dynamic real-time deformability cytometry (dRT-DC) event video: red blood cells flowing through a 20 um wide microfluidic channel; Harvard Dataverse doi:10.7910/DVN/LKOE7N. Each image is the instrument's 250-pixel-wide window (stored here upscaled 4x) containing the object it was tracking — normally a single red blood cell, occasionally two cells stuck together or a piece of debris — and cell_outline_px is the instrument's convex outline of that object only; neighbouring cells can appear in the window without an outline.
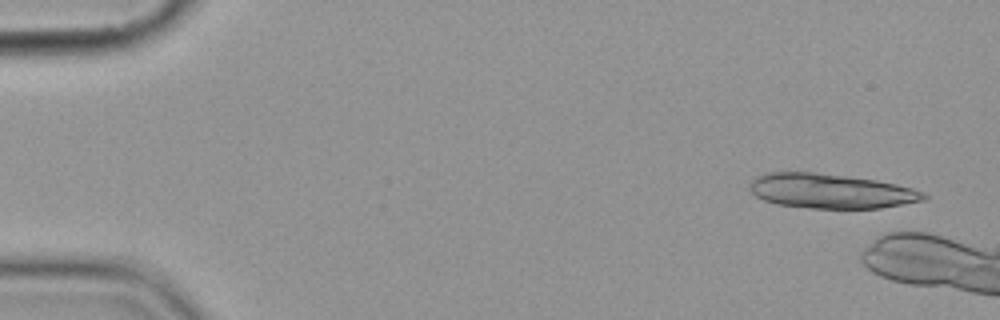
{"species": "common noctule bat (a hibernating species)", "species_latin": "Nyctalus noctula", "temperature_condition": "cold", "stored_images_in_passage": 12, "segment_of_instrument_passage": [1, 2], "camera_frame_rate_fps": 3000, "um_per_image_px": 0.085, "animal": {"sex": "female", "body_mass_g": 19.9}, "frame": {"image": 1, "passage_image": 1, "time_ms": 0.0, "image_size_px": [1000, 320], "cell_outline_px": [[928, 196], [924, 200], [880, 208], [812, 208], [776, 204], [764, 200], [756, 196], [748, 188], [748, 184], [756, 176], [764, 172], [812, 172], [876, 180], [896, 184], [912, 188], [924, 192]], "centroid_in_image_um": [70.58, 16.24], "position_along_channel_um": 14.4, "area_um2": 35.03}}